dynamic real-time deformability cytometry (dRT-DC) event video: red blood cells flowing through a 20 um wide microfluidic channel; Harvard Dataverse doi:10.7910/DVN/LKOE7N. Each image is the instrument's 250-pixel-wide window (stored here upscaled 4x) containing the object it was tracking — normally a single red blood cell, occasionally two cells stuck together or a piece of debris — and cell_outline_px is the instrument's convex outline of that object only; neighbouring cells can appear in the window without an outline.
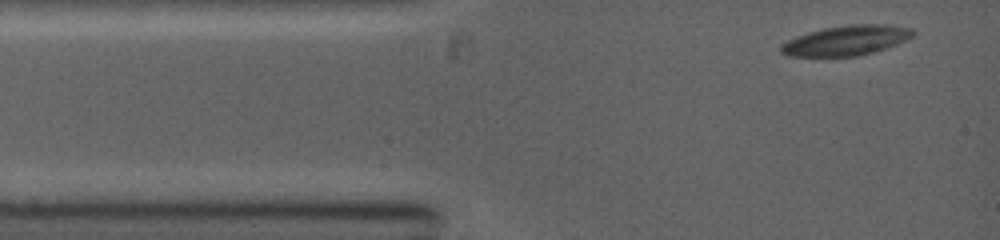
{"species": "common noctule bat (a hibernating species)", "species_latin": "Nyctalus noctula", "temperature_condition": "warm", "stored_images_in_passage": 4, "camera_frame_rate_fps": 5000, "um_per_image_px": 0.085, "animal": {"sex": "female", "body_mass_g": 19.0, "forearm_length_mm": 53.3}, "frame": {"image": 1, "passage_image": 1, "time_ms": 0.0, "image_size_px": [1000, 240], "cell_outline_px": [[916, 32], [912, 36], [896, 44], [872, 52], [856, 56], [788, 56], [780, 52], [780, 44], [796, 36], [808, 32], [824, 28], [848, 24], [888, 24], [912, 28]], "centroid_in_image_um": [71.91, 3.42], "position_along_channel_um": 13.1, "area_um2": 22.95}}
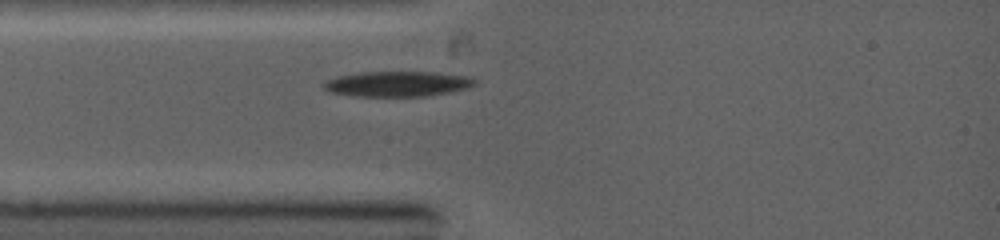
{"frame": {"image": 2, "passage_image": 4, "time_ms": 1.8, "image_size_px": [1000, 240], "cell_outline_px": [[476, 84], [468, 88], [452, 92], [428, 96], [356, 96], [328, 92], [320, 84], [324, 80], [336, 76], [360, 72], [436, 72], [468, 76], [476, 80]], "centroid_in_image_um": [33.75, 7.13], "position_along_channel_um": 51.2, "area_um2": 22.6}}